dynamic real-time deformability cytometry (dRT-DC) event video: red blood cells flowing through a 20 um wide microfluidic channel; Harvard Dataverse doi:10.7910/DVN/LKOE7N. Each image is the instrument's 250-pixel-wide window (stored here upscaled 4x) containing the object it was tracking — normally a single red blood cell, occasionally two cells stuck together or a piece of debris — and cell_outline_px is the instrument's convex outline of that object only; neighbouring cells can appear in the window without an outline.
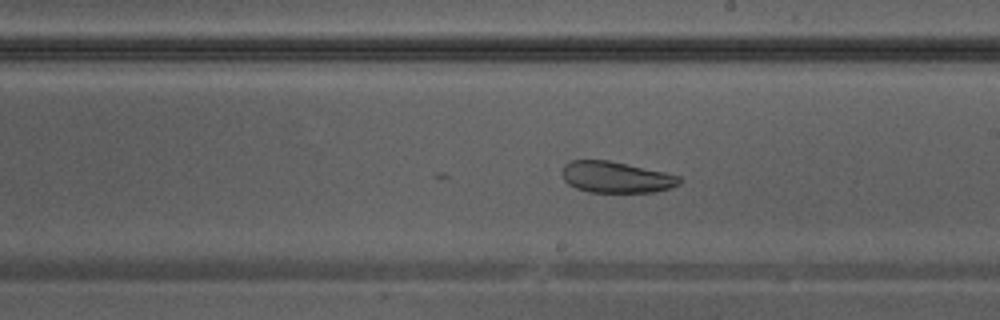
{"species": "Egyptian fruit bat (a non-hibernating species)", "species_latin": "Rousettus aegyptiacus", "temperature_condition": "warm", "stored_images_in_passage": 29, "camera_frame_rate_fps": 3000, "um_per_image_px": 0.085, "animal": {"sex": "male"}, "frame": {"image": 1, "passage_image": 12, "time_ms": 3.667, "image_size_px": [1000, 320], "cell_outline_px": [[684, 180], [680, 184], [668, 188], [652, 192], [588, 192], [576, 188], [568, 184], [564, 180], [560, 172], [564, 164], [572, 160], [608, 160], [664, 172], [680, 176]], "centroid_in_image_um": [52.34, 15.06], "position_along_channel_um": 236.7, "area_um2": 21.44}}
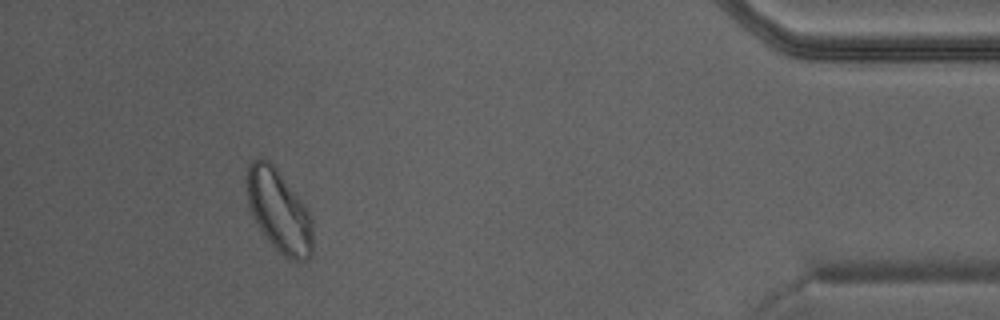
{"frame": {"image": 2, "passage_image": 26, "time_ms": 8.333, "image_size_px": [1000, 320], "cell_outline_px": [[312, 256], [308, 260], [300, 264], [284, 256], [268, 240], [252, 216], [248, 204], [248, 164], [256, 156], [264, 156], [276, 168], [308, 208], [312, 220]], "centroid_in_image_um": [23.74, 17.94], "position_along_channel_um": 411.5, "area_um2": 31.79}}